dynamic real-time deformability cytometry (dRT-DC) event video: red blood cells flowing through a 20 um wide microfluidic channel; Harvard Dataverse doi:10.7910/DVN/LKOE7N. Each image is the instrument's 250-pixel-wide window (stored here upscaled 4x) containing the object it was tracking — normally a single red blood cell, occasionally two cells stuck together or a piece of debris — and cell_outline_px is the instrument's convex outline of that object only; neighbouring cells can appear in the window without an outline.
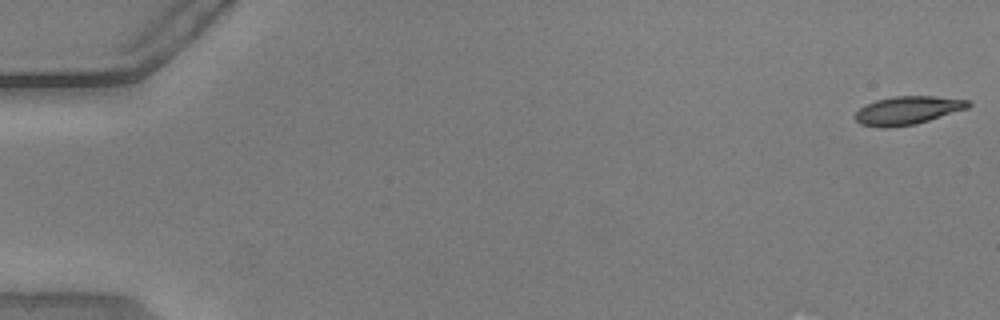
{"species": "common noctule bat (a hibernating species)", "species_latin": "Nyctalus noctula", "temperature_condition": "warm", "stored_images_in_passage": 54, "camera_frame_rate_fps": 3000, "um_per_image_px": 0.085, "animal": {"sex": "male", "body_mass_g": 20.5, "forearm_length_mm": 52.5}, "frame": {"image": 1, "passage_image": 1, "time_ms": 0.0, "image_size_px": [1000, 320], "cell_outline_px": [[972, 104], [968, 108], [916, 124], [888, 128], [880, 128], [860, 124], [852, 116], [860, 108], [876, 100], [892, 96], [932, 96], [968, 100]], "centroid_in_image_um": [77.12, 9.39], "position_along_channel_um": 7.9, "area_um2": 18.67}}
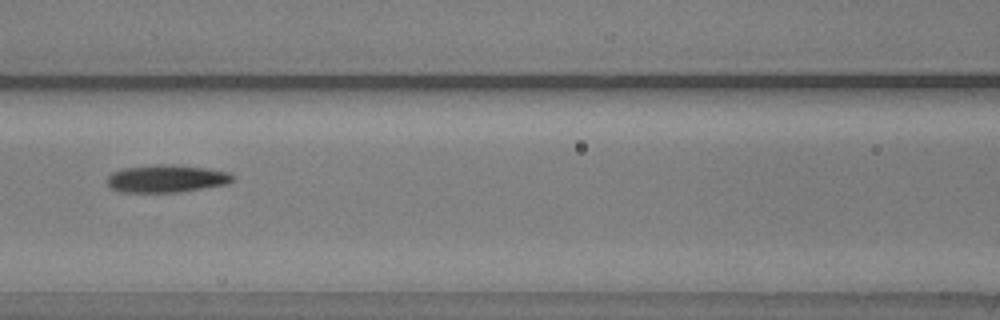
{"frame": {"image": 2, "passage_image": 25, "time_ms": 8.0, "image_size_px": [1000, 320], "cell_outline_px": [[232, 180], [228, 184], [180, 192], [120, 192], [108, 188], [108, 176], [112, 172], [124, 168], [160, 164], [172, 164], [208, 168], [228, 172], [232, 176]], "centroid_in_image_um": [14.13, 15.18], "position_along_channel_um": 152.5, "area_um2": 20.23}}
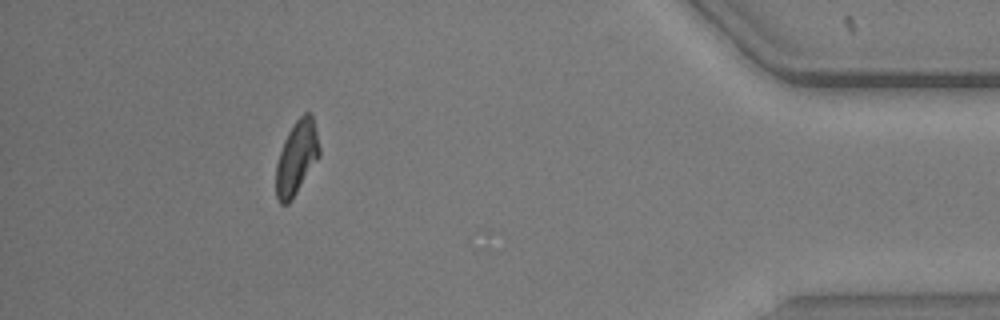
{"frame": {"image": 3, "passage_image": 49, "time_ms": 16.0, "image_size_px": [1000, 320], "cell_outline_px": [[320, 156], [292, 200], [288, 204], [280, 204], [276, 196], [276, 164], [284, 140], [288, 132], [296, 120], [304, 112], [312, 112], [320, 148]], "centroid_in_image_um": [25.22, 13.4], "position_along_channel_um": 410.0, "area_um2": 18.73}, "authors_computed_cell_mechanics": {"area_um2": 19.5364, "velocity_mm_per_s": 3.8339, "shape_relaxation_time_tau1_ms": 3.4439, "shape_relaxation_time_tau2_ms": 4.6315, "deformation_change_tau1": 0.1459, "deformation_change_tau2": 0.1222}}